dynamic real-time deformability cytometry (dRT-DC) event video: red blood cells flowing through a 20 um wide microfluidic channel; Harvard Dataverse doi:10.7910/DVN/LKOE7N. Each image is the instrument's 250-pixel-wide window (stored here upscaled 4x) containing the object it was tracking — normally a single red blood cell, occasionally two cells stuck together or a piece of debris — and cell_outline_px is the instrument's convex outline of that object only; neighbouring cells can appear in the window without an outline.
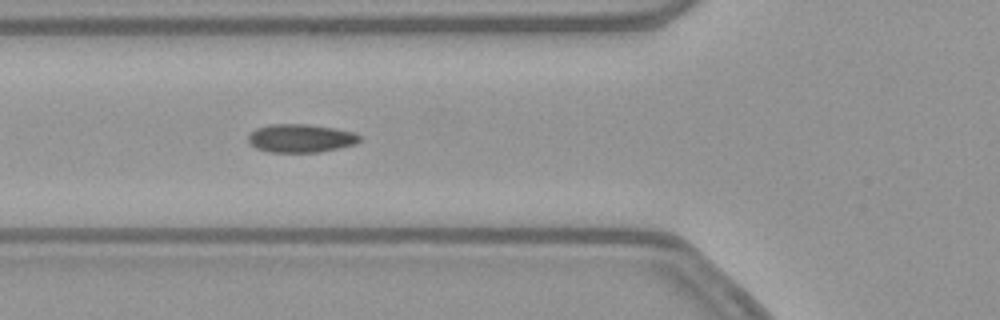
{"species": "common noctule bat (a hibernating species)", "species_latin": "Nyctalus noctula", "temperature_condition": "warm", "stored_images_in_passage": 14, "camera_frame_rate_fps": 3000, "um_per_image_px": 0.085, "animal": {"sex": "female", "body_mass_g": 21.9}, "frame": {"image": 1, "passage_image": 7, "time_ms": 2.0, "image_size_px": [1000, 320], "cell_outline_px": [[360, 140], [356, 144], [320, 152], [268, 152], [256, 148], [248, 140], [248, 136], [256, 128], [268, 124], [308, 124], [332, 128], [352, 132], [360, 136]], "centroid_in_image_um": [25.54, 11.75], "position_along_channel_um": 100.3, "area_um2": 18.26}}
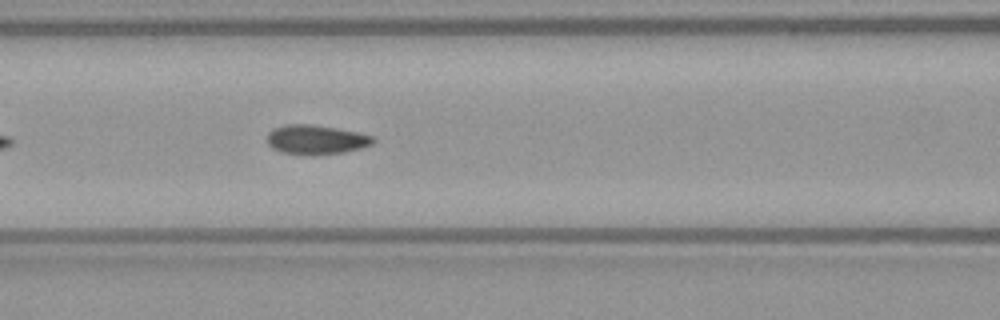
{"frame": {"image": 2, "passage_image": 10, "time_ms": 3.0, "image_size_px": [1000, 320], "cell_outline_px": [[376, 140], [372, 144], [360, 148], [344, 152], [308, 156], [280, 152], [272, 148], [268, 144], [268, 132], [272, 128], [284, 124], [312, 124], [360, 132], [372, 136]], "centroid_in_image_um": [26.84, 11.87], "position_along_channel_um": 139.8, "area_um2": 18.44}}